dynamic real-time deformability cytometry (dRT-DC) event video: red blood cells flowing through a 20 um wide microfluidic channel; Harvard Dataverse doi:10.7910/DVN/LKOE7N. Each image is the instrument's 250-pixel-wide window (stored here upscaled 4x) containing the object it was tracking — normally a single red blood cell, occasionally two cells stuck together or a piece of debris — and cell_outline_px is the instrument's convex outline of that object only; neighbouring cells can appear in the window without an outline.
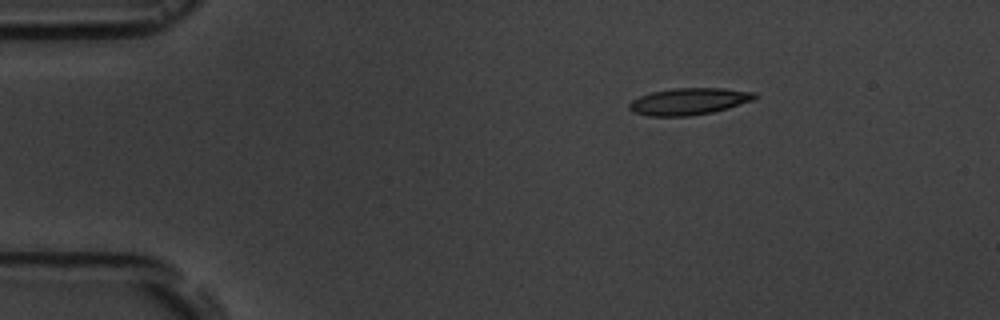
{"species": "common noctule bat (a hibernating species)", "species_latin": "Nyctalus noctula", "temperature_condition": "room temperature", "stored_images_in_passage": 4, "camera_frame_rate_fps": 3000, "um_per_image_px": 0.085, "animal": {"sex": "male", "body_mass_g": 19.5, "forearm_length_mm": 54.6}, "frame": {"image": 1, "passage_image": 1, "time_ms": 0.0, "image_size_px": [1000, 320], "cell_outline_px": [[756, 96], [752, 100], [728, 108], [712, 112], [688, 116], [648, 116], [632, 112], [628, 108], [628, 104], [632, 100], [640, 96], [652, 92], [672, 88], [724, 88], [756, 92]], "centroid_in_image_um": [58.52, 8.62], "position_along_channel_um": 26.5, "area_um2": 19.59}}
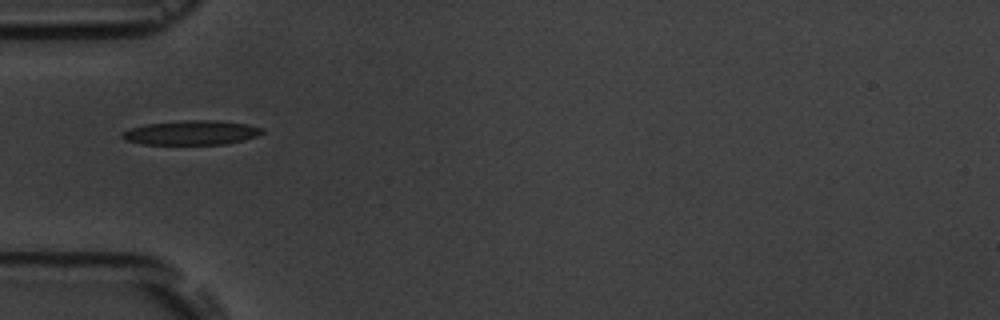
{"frame": {"image": 2, "passage_image": 3, "time_ms": 3.0, "image_size_px": [1000, 320], "cell_outline_px": [[264, 132], [256, 136], [228, 144], [144, 144], [124, 140], [120, 136], [120, 132], [144, 124], [184, 120], [216, 120], [248, 124], [264, 128]], "centroid_in_image_um": [16.26, 11.27], "position_along_channel_um": 68.7, "area_um2": 20.0}}
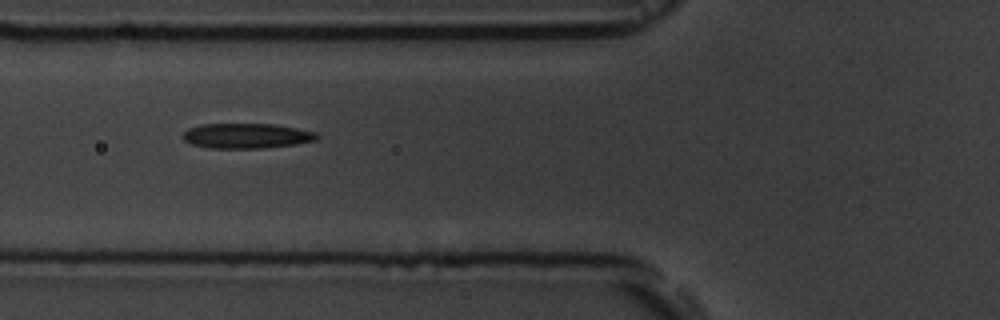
{"frame": {"image": 3, "passage_image": 4, "time_ms": 4.0, "image_size_px": [1000, 320], "cell_outline_px": [[320, 136], [316, 140], [296, 144], [264, 148], [208, 148], [192, 144], [184, 140], [184, 132], [188, 128], [200, 124], [272, 124], [296, 128], [316, 132]], "centroid_in_image_um": [20.96, 11.55], "position_along_channel_um": 104.8, "area_um2": 19.54}}